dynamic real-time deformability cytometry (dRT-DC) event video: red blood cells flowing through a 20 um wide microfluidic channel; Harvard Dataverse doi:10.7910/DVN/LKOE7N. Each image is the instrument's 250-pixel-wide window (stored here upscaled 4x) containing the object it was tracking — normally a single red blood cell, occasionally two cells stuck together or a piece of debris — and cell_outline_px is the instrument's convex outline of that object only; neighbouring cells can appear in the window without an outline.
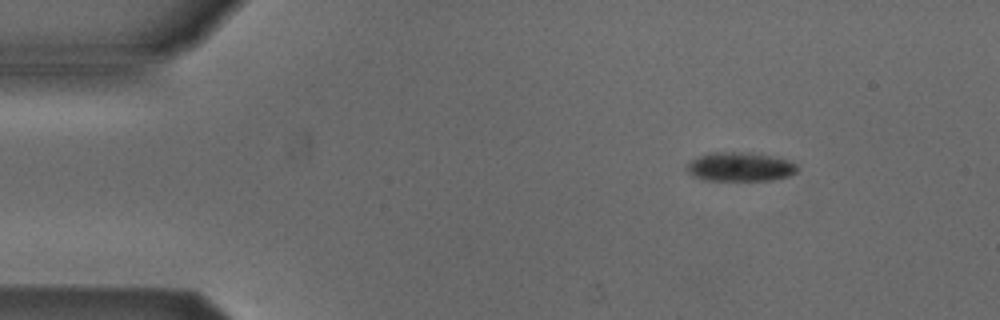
{"species": "Egyptian fruit bat (a non-hibernating species)", "species_latin": "Rousettus aegyptiacus", "temperature_condition": "cold", "stored_images_in_passage": 5, "camera_frame_rate_fps": 3000, "um_per_image_px": 0.085, "animal": {"sex": "male"}, "frame": {"image": 1, "passage_image": 2, "time_ms": 1.0, "image_size_px": [1000, 320], "cell_outline_px": [[800, 168], [796, 172], [788, 176], [772, 180], [704, 180], [692, 176], [684, 168], [692, 160], [700, 156], [712, 152], [748, 152], [780, 156], [792, 160]], "centroid_in_image_um": [62.97, 14.16], "position_along_channel_um": 22.0, "area_um2": 19.07}}
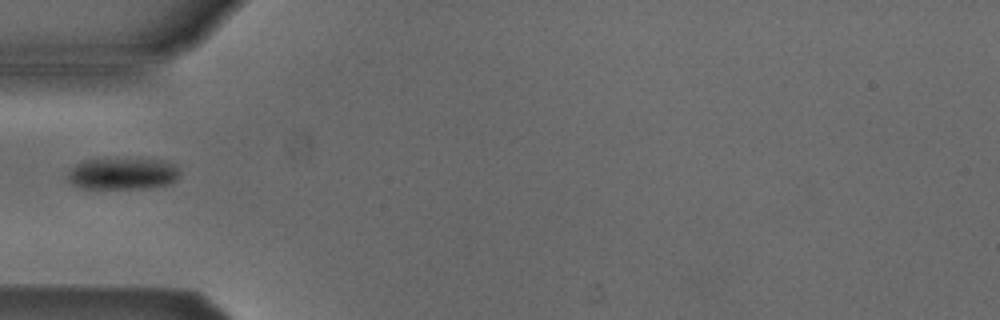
{"frame": {"image": 2, "passage_image": 4, "time_ms": 4.333, "image_size_px": [1000, 320], "cell_outline_px": [[180, 172], [176, 180], [164, 184], [140, 188], [80, 188], [72, 184], [68, 180], [68, 172], [80, 160], [164, 160], [176, 164], [180, 168]], "centroid_in_image_um": [10.42, 14.76], "position_along_channel_um": 74.6, "area_um2": 20.29}}